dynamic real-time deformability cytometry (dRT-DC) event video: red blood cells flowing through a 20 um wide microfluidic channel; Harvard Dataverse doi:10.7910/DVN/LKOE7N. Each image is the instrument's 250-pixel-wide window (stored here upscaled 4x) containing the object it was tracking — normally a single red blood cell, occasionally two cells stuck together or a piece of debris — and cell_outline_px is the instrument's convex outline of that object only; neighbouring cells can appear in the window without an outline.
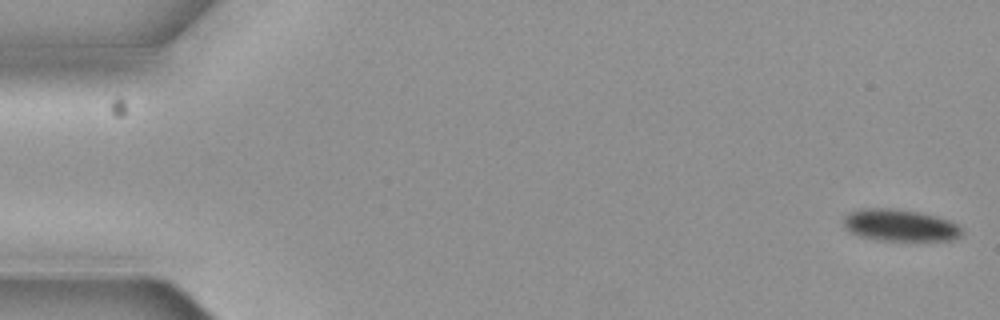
{"species": "common noctule bat (a hibernating species)", "species_latin": "Nyctalus noctula", "temperature_condition": "cold", "stored_images_in_passage": 6, "camera_frame_rate_fps": 3000, "um_per_image_px": 0.085, "animal": {"sex": "female", "body_mass_g": 19.3, "forearm_length_mm": 54.1}, "frame": {"image": 1, "passage_image": 1, "time_ms": 0.0, "image_size_px": [1000, 320], "cell_outline_px": [[964, 232], [960, 236], [952, 240], [880, 240], [860, 236], [844, 228], [844, 216], [848, 212], [860, 208], [896, 208], [920, 212], [952, 220], [960, 224], [964, 228]], "centroid_in_image_um": [76.55, 19.13], "position_along_channel_um": 8.5, "area_um2": 22.37}}